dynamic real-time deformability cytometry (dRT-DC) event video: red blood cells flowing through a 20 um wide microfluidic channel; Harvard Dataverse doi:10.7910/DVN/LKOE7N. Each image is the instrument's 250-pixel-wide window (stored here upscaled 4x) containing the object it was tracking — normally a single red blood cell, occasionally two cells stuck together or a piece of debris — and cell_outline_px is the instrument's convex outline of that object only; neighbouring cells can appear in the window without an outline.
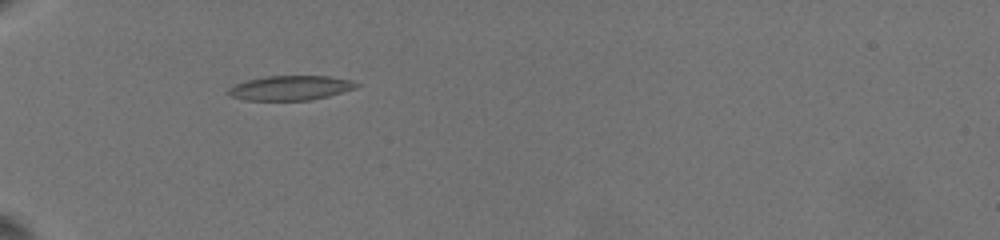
{"species": "common noctule bat (a hibernating species)", "species_latin": "Nyctalus noctula", "temperature_condition": "warm", "stored_images_in_passage": 51, "camera_frame_rate_fps": 3000, "um_per_image_px": 0.085, "animal": {"sex": "female", "body_mass_g": 19.5, "forearm_length_mm": 54.1}, "frame": {"image": 1, "passage_image": 1, "time_ms": 0.0, "image_size_px": [1000, 240], "cell_outline_px": [[360, 84], [356, 88], [328, 96], [312, 100], [244, 100], [228, 96], [224, 92], [228, 88], [236, 84], [248, 80], [264, 76], [328, 76], [352, 80]], "centroid_in_image_um": [24.65, 7.48], "position_along_channel_um": 60.3, "area_um2": 18.5}}
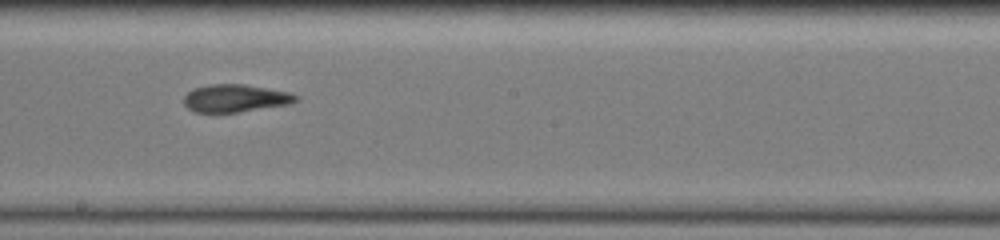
{"frame": {"image": 2, "passage_image": 23, "time_ms": 5.333, "image_size_px": [1000, 240], "cell_outline_px": [[300, 100], [288, 104], [236, 112], [196, 112], [188, 108], [184, 104], [184, 96], [192, 88], [208, 84], [244, 84], [288, 92], [300, 96]], "centroid_in_image_um": [19.99, 8.34], "position_along_channel_um": 228.2, "area_um2": 17.98}}
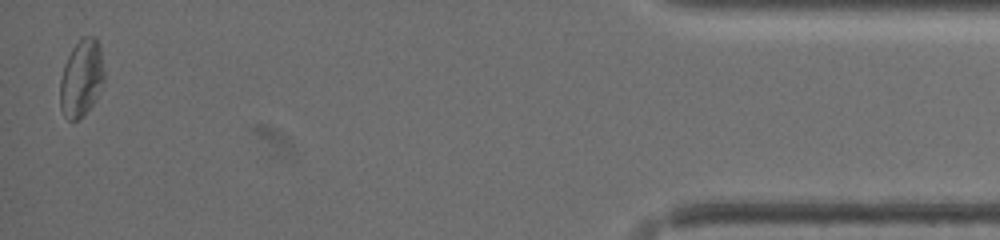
{"frame": {"image": 3, "passage_image": 50, "time_ms": 13.0, "image_size_px": [1000, 240], "cell_outline_px": [[104, 80], [96, 100], [76, 120], [68, 120], [64, 116], [60, 108], [60, 80], [64, 64], [72, 48], [84, 36], [96, 36], [100, 44], [104, 68]], "centroid_in_image_um": [6.93, 6.61], "position_along_channel_um": 428.3, "area_um2": 19.83}, "authors_computed_cell_mechanics": {"area_um2": 18.207, "velocity_mm_per_s": 3.4956, "shape_relaxation_time_tau1_ms": null, "shape_relaxation_time_tau2_ms": 6.0451, "deformation_change_tau1": null, "deformation_change_tau2": 0.1464}}